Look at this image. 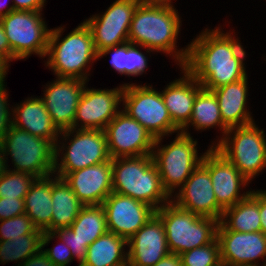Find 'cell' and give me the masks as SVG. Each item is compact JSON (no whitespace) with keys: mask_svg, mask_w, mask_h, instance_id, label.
Returning a JSON list of instances; mask_svg holds the SVG:
<instances>
[{"mask_svg":"<svg viewBox=\"0 0 266 266\" xmlns=\"http://www.w3.org/2000/svg\"><path fill=\"white\" fill-rule=\"evenodd\" d=\"M127 240L107 232L88 246L80 266H113L128 260Z\"/></svg>","mask_w":266,"mask_h":266,"instance_id":"cell-30","label":"cell"},{"mask_svg":"<svg viewBox=\"0 0 266 266\" xmlns=\"http://www.w3.org/2000/svg\"><path fill=\"white\" fill-rule=\"evenodd\" d=\"M217 239L222 266H266V235L262 231L235 232L219 222Z\"/></svg>","mask_w":266,"mask_h":266,"instance_id":"cell-16","label":"cell"},{"mask_svg":"<svg viewBox=\"0 0 266 266\" xmlns=\"http://www.w3.org/2000/svg\"><path fill=\"white\" fill-rule=\"evenodd\" d=\"M110 59V68L120 76L128 77L131 80L135 77L146 76L150 67L149 61L156 56V53L146 47L134 45L130 42L123 43L114 47L105 48L98 53V61L107 57Z\"/></svg>","mask_w":266,"mask_h":266,"instance_id":"cell-26","label":"cell"},{"mask_svg":"<svg viewBox=\"0 0 266 266\" xmlns=\"http://www.w3.org/2000/svg\"><path fill=\"white\" fill-rule=\"evenodd\" d=\"M220 222L231 231L260 232L259 188L255 187L242 201L225 209Z\"/></svg>","mask_w":266,"mask_h":266,"instance_id":"cell-29","label":"cell"},{"mask_svg":"<svg viewBox=\"0 0 266 266\" xmlns=\"http://www.w3.org/2000/svg\"><path fill=\"white\" fill-rule=\"evenodd\" d=\"M35 179L32 174L6 168L0 177V198L24 199Z\"/></svg>","mask_w":266,"mask_h":266,"instance_id":"cell-33","label":"cell"},{"mask_svg":"<svg viewBox=\"0 0 266 266\" xmlns=\"http://www.w3.org/2000/svg\"><path fill=\"white\" fill-rule=\"evenodd\" d=\"M0 58L10 67L14 61H19L10 49V45L5 34L2 23L0 22Z\"/></svg>","mask_w":266,"mask_h":266,"instance_id":"cell-40","label":"cell"},{"mask_svg":"<svg viewBox=\"0 0 266 266\" xmlns=\"http://www.w3.org/2000/svg\"><path fill=\"white\" fill-rule=\"evenodd\" d=\"M65 181L85 205H102L113 192L112 159L66 174Z\"/></svg>","mask_w":266,"mask_h":266,"instance_id":"cell-21","label":"cell"},{"mask_svg":"<svg viewBox=\"0 0 266 266\" xmlns=\"http://www.w3.org/2000/svg\"><path fill=\"white\" fill-rule=\"evenodd\" d=\"M106 213L108 232L130 239L156 210L150 205L118 193H110L102 203Z\"/></svg>","mask_w":266,"mask_h":266,"instance_id":"cell-19","label":"cell"},{"mask_svg":"<svg viewBox=\"0 0 266 266\" xmlns=\"http://www.w3.org/2000/svg\"><path fill=\"white\" fill-rule=\"evenodd\" d=\"M6 80L0 83V143L12 125V104Z\"/></svg>","mask_w":266,"mask_h":266,"instance_id":"cell-38","label":"cell"},{"mask_svg":"<svg viewBox=\"0 0 266 266\" xmlns=\"http://www.w3.org/2000/svg\"><path fill=\"white\" fill-rule=\"evenodd\" d=\"M53 233L70 248L74 259L80 266L87 255L88 246L86 243L80 241L70 227L56 229Z\"/></svg>","mask_w":266,"mask_h":266,"instance_id":"cell-37","label":"cell"},{"mask_svg":"<svg viewBox=\"0 0 266 266\" xmlns=\"http://www.w3.org/2000/svg\"><path fill=\"white\" fill-rule=\"evenodd\" d=\"M201 163L209 170L218 205L232 207L252 192L250 183L214 146L207 145Z\"/></svg>","mask_w":266,"mask_h":266,"instance_id":"cell-14","label":"cell"},{"mask_svg":"<svg viewBox=\"0 0 266 266\" xmlns=\"http://www.w3.org/2000/svg\"><path fill=\"white\" fill-rule=\"evenodd\" d=\"M15 10L44 11L47 0H12Z\"/></svg>","mask_w":266,"mask_h":266,"instance_id":"cell-41","label":"cell"},{"mask_svg":"<svg viewBox=\"0 0 266 266\" xmlns=\"http://www.w3.org/2000/svg\"><path fill=\"white\" fill-rule=\"evenodd\" d=\"M123 82L122 110L137 120L155 138L171 137L180 132L172 122L160 88L156 84Z\"/></svg>","mask_w":266,"mask_h":266,"instance_id":"cell-10","label":"cell"},{"mask_svg":"<svg viewBox=\"0 0 266 266\" xmlns=\"http://www.w3.org/2000/svg\"><path fill=\"white\" fill-rule=\"evenodd\" d=\"M173 1H177V0H139L141 4L147 5V6H164V7L175 8L176 2H173Z\"/></svg>","mask_w":266,"mask_h":266,"instance_id":"cell-45","label":"cell"},{"mask_svg":"<svg viewBox=\"0 0 266 266\" xmlns=\"http://www.w3.org/2000/svg\"><path fill=\"white\" fill-rule=\"evenodd\" d=\"M70 228L80 241L89 246L108 232L104 207L102 205L84 206Z\"/></svg>","mask_w":266,"mask_h":266,"instance_id":"cell-31","label":"cell"},{"mask_svg":"<svg viewBox=\"0 0 266 266\" xmlns=\"http://www.w3.org/2000/svg\"><path fill=\"white\" fill-rule=\"evenodd\" d=\"M139 0H114L104 9L83 21L89 27L97 53L128 42L130 23Z\"/></svg>","mask_w":266,"mask_h":266,"instance_id":"cell-12","label":"cell"},{"mask_svg":"<svg viewBox=\"0 0 266 266\" xmlns=\"http://www.w3.org/2000/svg\"><path fill=\"white\" fill-rule=\"evenodd\" d=\"M51 232L70 227L85 206L64 178L52 174Z\"/></svg>","mask_w":266,"mask_h":266,"instance_id":"cell-28","label":"cell"},{"mask_svg":"<svg viewBox=\"0 0 266 266\" xmlns=\"http://www.w3.org/2000/svg\"><path fill=\"white\" fill-rule=\"evenodd\" d=\"M173 138H157L152 151L162 186L170 197L199 166L207 150L200 153L199 139L194 134L188 135L180 131ZM164 139L170 140L167 142Z\"/></svg>","mask_w":266,"mask_h":266,"instance_id":"cell-5","label":"cell"},{"mask_svg":"<svg viewBox=\"0 0 266 266\" xmlns=\"http://www.w3.org/2000/svg\"><path fill=\"white\" fill-rule=\"evenodd\" d=\"M171 201L181 209L219 222L224 211L216 201L209 170L202 163L171 196Z\"/></svg>","mask_w":266,"mask_h":266,"instance_id":"cell-18","label":"cell"},{"mask_svg":"<svg viewBox=\"0 0 266 266\" xmlns=\"http://www.w3.org/2000/svg\"><path fill=\"white\" fill-rule=\"evenodd\" d=\"M183 266H222L217 237L209 244L180 254Z\"/></svg>","mask_w":266,"mask_h":266,"instance_id":"cell-34","label":"cell"},{"mask_svg":"<svg viewBox=\"0 0 266 266\" xmlns=\"http://www.w3.org/2000/svg\"><path fill=\"white\" fill-rule=\"evenodd\" d=\"M87 83L80 79L55 76L42 85L43 93L39 97L60 131L73 128L77 106Z\"/></svg>","mask_w":266,"mask_h":266,"instance_id":"cell-17","label":"cell"},{"mask_svg":"<svg viewBox=\"0 0 266 266\" xmlns=\"http://www.w3.org/2000/svg\"><path fill=\"white\" fill-rule=\"evenodd\" d=\"M224 23L214 28L206 25L188 42V57L183 67L209 91L249 75L246 69L249 54L238 35L240 32L235 27L224 30L232 22L226 19Z\"/></svg>","mask_w":266,"mask_h":266,"instance_id":"cell-1","label":"cell"},{"mask_svg":"<svg viewBox=\"0 0 266 266\" xmlns=\"http://www.w3.org/2000/svg\"><path fill=\"white\" fill-rule=\"evenodd\" d=\"M26 234H43L37 229L26 213L7 220H0V241H9Z\"/></svg>","mask_w":266,"mask_h":266,"instance_id":"cell-35","label":"cell"},{"mask_svg":"<svg viewBox=\"0 0 266 266\" xmlns=\"http://www.w3.org/2000/svg\"><path fill=\"white\" fill-rule=\"evenodd\" d=\"M259 212L261 231L266 235V190L263 188L259 189Z\"/></svg>","mask_w":266,"mask_h":266,"instance_id":"cell-43","label":"cell"},{"mask_svg":"<svg viewBox=\"0 0 266 266\" xmlns=\"http://www.w3.org/2000/svg\"><path fill=\"white\" fill-rule=\"evenodd\" d=\"M0 146L8 170L25 172L36 178L54 173L55 145L51 141L11 125Z\"/></svg>","mask_w":266,"mask_h":266,"instance_id":"cell-6","label":"cell"},{"mask_svg":"<svg viewBox=\"0 0 266 266\" xmlns=\"http://www.w3.org/2000/svg\"><path fill=\"white\" fill-rule=\"evenodd\" d=\"M192 131H191V129ZM217 129L216 137L210 141V146H215L226 134L229 129L221 118L219 103L212 91L201 89L194 101L192 115L189 122L180 130L181 132L192 135ZM220 131V132H219ZM192 132V133H191Z\"/></svg>","mask_w":266,"mask_h":266,"instance_id":"cell-25","label":"cell"},{"mask_svg":"<svg viewBox=\"0 0 266 266\" xmlns=\"http://www.w3.org/2000/svg\"><path fill=\"white\" fill-rule=\"evenodd\" d=\"M19 266H56L46 255V253L40 249L33 256L29 257Z\"/></svg>","mask_w":266,"mask_h":266,"instance_id":"cell-42","label":"cell"},{"mask_svg":"<svg viewBox=\"0 0 266 266\" xmlns=\"http://www.w3.org/2000/svg\"><path fill=\"white\" fill-rule=\"evenodd\" d=\"M161 219L169 251L181 254L211 243L217 237L219 221L176 206L172 201L156 210Z\"/></svg>","mask_w":266,"mask_h":266,"instance_id":"cell-9","label":"cell"},{"mask_svg":"<svg viewBox=\"0 0 266 266\" xmlns=\"http://www.w3.org/2000/svg\"><path fill=\"white\" fill-rule=\"evenodd\" d=\"M10 67L0 58V83L7 80ZM7 77V78H6Z\"/></svg>","mask_w":266,"mask_h":266,"instance_id":"cell-47","label":"cell"},{"mask_svg":"<svg viewBox=\"0 0 266 266\" xmlns=\"http://www.w3.org/2000/svg\"><path fill=\"white\" fill-rule=\"evenodd\" d=\"M12 103V126L56 145L61 131L53 123L39 96L33 94L20 103Z\"/></svg>","mask_w":266,"mask_h":266,"instance_id":"cell-23","label":"cell"},{"mask_svg":"<svg viewBox=\"0 0 266 266\" xmlns=\"http://www.w3.org/2000/svg\"><path fill=\"white\" fill-rule=\"evenodd\" d=\"M178 70V78L165 83L160 91L172 122L181 130L191 118L196 94L202 86L184 67Z\"/></svg>","mask_w":266,"mask_h":266,"instance_id":"cell-22","label":"cell"},{"mask_svg":"<svg viewBox=\"0 0 266 266\" xmlns=\"http://www.w3.org/2000/svg\"><path fill=\"white\" fill-rule=\"evenodd\" d=\"M66 25L51 28L48 49L44 59L54 77L75 78L89 82L93 75L94 63L98 61L93 37L84 21L63 36ZM93 72V73H92Z\"/></svg>","mask_w":266,"mask_h":266,"instance_id":"cell-3","label":"cell"},{"mask_svg":"<svg viewBox=\"0 0 266 266\" xmlns=\"http://www.w3.org/2000/svg\"><path fill=\"white\" fill-rule=\"evenodd\" d=\"M249 76L234 83L211 90L219 103L223 123L228 128L245 126L255 122L251 112ZM250 105V106H249Z\"/></svg>","mask_w":266,"mask_h":266,"instance_id":"cell-24","label":"cell"},{"mask_svg":"<svg viewBox=\"0 0 266 266\" xmlns=\"http://www.w3.org/2000/svg\"><path fill=\"white\" fill-rule=\"evenodd\" d=\"M113 192L144 202L155 210L171 201L152 154L112 159Z\"/></svg>","mask_w":266,"mask_h":266,"instance_id":"cell-4","label":"cell"},{"mask_svg":"<svg viewBox=\"0 0 266 266\" xmlns=\"http://www.w3.org/2000/svg\"><path fill=\"white\" fill-rule=\"evenodd\" d=\"M104 131L111 159L152 154L156 139L123 110L109 122Z\"/></svg>","mask_w":266,"mask_h":266,"instance_id":"cell-15","label":"cell"},{"mask_svg":"<svg viewBox=\"0 0 266 266\" xmlns=\"http://www.w3.org/2000/svg\"><path fill=\"white\" fill-rule=\"evenodd\" d=\"M14 10L12 0H0V18Z\"/></svg>","mask_w":266,"mask_h":266,"instance_id":"cell-46","label":"cell"},{"mask_svg":"<svg viewBox=\"0 0 266 266\" xmlns=\"http://www.w3.org/2000/svg\"><path fill=\"white\" fill-rule=\"evenodd\" d=\"M113 266H130V263H129V261L127 260V261L124 262V263L116 264V265H113Z\"/></svg>","mask_w":266,"mask_h":266,"instance_id":"cell-49","label":"cell"},{"mask_svg":"<svg viewBox=\"0 0 266 266\" xmlns=\"http://www.w3.org/2000/svg\"><path fill=\"white\" fill-rule=\"evenodd\" d=\"M5 169H6L5 161H4V157H3L2 148L0 146V177L2 176L3 172L5 171Z\"/></svg>","mask_w":266,"mask_h":266,"instance_id":"cell-48","label":"cell"},{"mask_svg":"<svg viewBox=\"0 0 266 266\" xmlns=\"http://www.w3.org/2000/svg\"><path fill=\"white\" fill-rule=\"evenodd\" d=\"M154 266H183L182 260L179 254L169 253L164 256Z\"/></svg>","mask_w":266,"mask_h":266,"instance_id":"cell-44","label":"cell"},{"mask_svg":"<svg viewBox=\"0 0 266 266\" xmlns=\"http://www.w3.org/2000/svg\"><path fill=\"white\" fill-rule=\"evenodd\" d=\"M44 11L14 10L0 18L12 54L19 61L32 55L44 60L51 28Z\"/></svg>","mask_w":266,"mask_h":266,"instance_id":"cell-11","label":"cell"},{"mask_svg":"<svg viewBox=\"0 0 266 266\" xmlns=\"http://www.w3.org/2000/svg\"><path fill=\"white\" fill-rule=\"evenodd\" d=\"M130 266H154L170 253L161 219L154 214L127 240Z\"/></svg>","mask_w":266,"mask_h":266,"instance_id":"cell-20","label":"cell"},{"mask_svg":"<svg viewBox=\"0 0 266 266\" xmlns=\"http://www.w3.org/2000/svg\"><path fill=\"white\" fill-rule=\"evenodd\" d=\"M42 235L26 234L9 241H0V264H22L42 248Z\"/></svg>","mask_w":266,"mask_h":266,"instance_id":"cell-32","label":"cell"},{"mask_svg":"<svg viewBox=\"0 0 266 266\" xmlns=\"http://www.w3.org/2000/svg\"><path fill=\"white\" fill-rule=\"evenodd\" d=\"M257 121L229 128L214 146L250 182L266 170V131Z\"/></svg>","mask_w":266,"mask_h":266,"instance_id":"cell-8","label":"cell"},{"mask_svg":"<svg viewBox=\"0 0 266 266\" xmlns=\"http://www.w3.org/2000/svg\"><path fill=\"white\" fill-rule=\"evenodd\" d=\"M110 159L104 130H62L55 145L54 174L63 178L68 173Z\"/></svg>","mask_w":266,"mask_h":266,"instance_id":"cell-7","label":"cell"},{"mask_svg":"<svg viewBox=\"0 0 266 266\" xmlns=\"http://www.w3.org/2000/svg\"><path fill=\"white\" fill-rule=\"evenodd\" d=\"M183 14L177 7L147 6L139 4L130 23L128 42L171 58L176 69L183 67L188 57V43L179 46L183 30ZM182 19V20H181ZM178 43V44H177ZM163 53V54H162Z\"/></svg>","mask_w":266,"mask_h":266,"instance_id":"cell-2","label":"cell"},{"mask_svg":"<svg viewBox=\"0 0 266 266\" xmlns=\"http://www.w3.org/2000/svg\"><path fill=\"white\" fill-rule=\"evenodd\" d=\"M52 175L36 178L24 198L25 213L34 226L51 232Z\"/></svg>","mask_w":266,"mask_h":266,"instance_id":"cell-27","label":"cell"},{"mask_svg":"<svg viewBox=\"0 0 266 266\" xmlns=\"http://www.w3.org/2000/svg\"><path fill=\"white\" fill-rule=\"evenodd\" d=\"M25 213L23 198H0V220Z\"/></svg>","mask_w":266,"mask_h":266,"instance_id":"cell-39","label":"cell"},{"mask_svg":"<svg viewBox=\"0 0 266 266\" xmlns=\"http://www.w3.org/2000/svg\"><path fill=\"white\" fill-rule=\"evenodd\" d=\"M53 241L57 243L47 248ZM41 249L56 266H70L75 261L70 248L53 232H43Z\"/></svg>","mask_w":266,"mask_h":266,"instance_id":"cell-36","label":"cell"},{"mask_svg":"<svg viewBox=\"0 0 266 266\" xmlns=\"http://www.w3.org/2000/svg\"><path fill=\"white\" fill-rule=\"evenodd\" d=\"M87 83L80 97L73 129L105 130L109 122L122 110L124 86L111 89L91 87Z\"/></svg>","mask_w":266,"mask_h":266,"instance_id":"cell-13","label":"cell"}]
</instances>
